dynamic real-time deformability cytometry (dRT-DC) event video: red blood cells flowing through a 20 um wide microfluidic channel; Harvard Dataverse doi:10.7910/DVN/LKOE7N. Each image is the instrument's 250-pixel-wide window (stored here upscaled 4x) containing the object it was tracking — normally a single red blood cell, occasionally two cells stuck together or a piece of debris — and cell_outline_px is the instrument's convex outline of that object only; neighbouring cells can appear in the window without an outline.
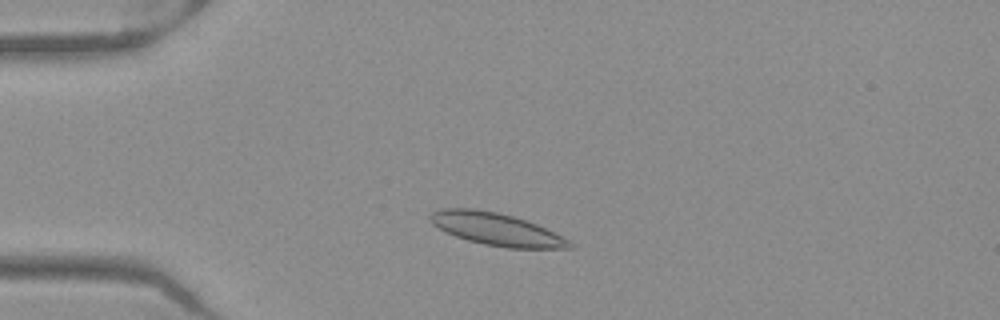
{"species": "Egyptian fruit bat (a non-hibernating species)", "species_latin": "Rousettus aegyptiacus", "temperature_condition": "warm", "stored_images_in_passage": 42, "camera_frame_rate_fps": 3000, "um_per_image_px": 0.085, "frame": {"image": 1, "passage_image": 3, "time_ms": 0.667, "image_size_px": [1000, 320], "cell_outline_px": [[576, 244], [572, 248], [508, 248], [484, 244], [468, 240], [456, 236], [432, 224], [428, 220], [428, 216], [432, 212], [440, 208], [472, 208], [496, 212], [512, 216], [536, 224]], "centroid_in_image_um": [42.15, 19.47], "position_along_channel_um": 42.8, "area_um2": 26.01}}
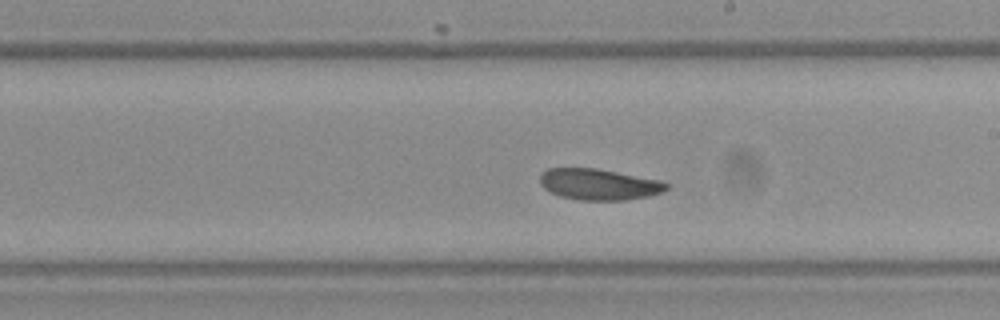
{"frame": {"image": 2, "passage_image": 20, "time_ms": 6.333, "image_size_px": [1000, 320], "cell_outline_px": [[668, 188], [660, 192], [648, 196], [624, 200], [580, 200], [560, 196], [544, 188], [540, 184], [540, 172], [548, 168], [596, 168], [660, 180], [668, 184]], "centroid_in_image_um": [50.87, 15.66], "position_along_channel_um": 238.1, "area_um2": 22.83}}
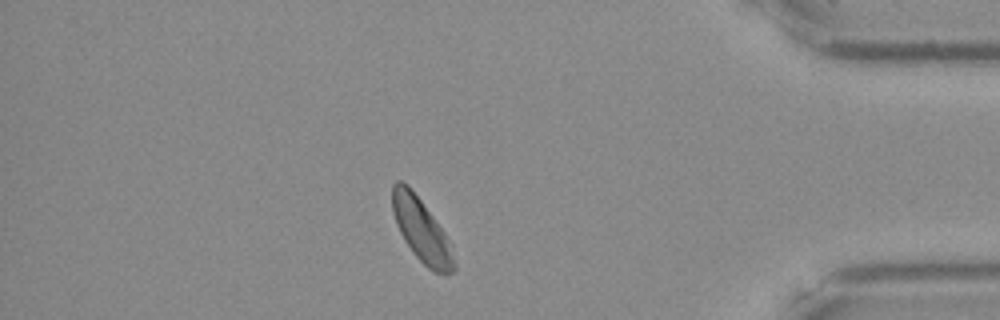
{"frame": {"image": 3, "passage_image": 35, "time_ms": 11.333, "image_size_px": [1000, 320], "cell_outline_px": [[456, 268], [452, 272], [444, 276], [432, 272], [416, 256], [404, 240], [396, 224], [392, 212], [392, 184], [396, 180], [400, 180], [408, 184], [444, 232], [452, 244], [456, 264]], "centroid_in_image_um": [35.84, 19.6], "position_along_channel_um": 399.4, "area_um2": 22.95}, "authors_computed_cell_mechanics": {"area_um2": 23.2356, "velocity_mm_per_s": 3.9318, "shape_relaxation_time_tau1_ms": 4.704, "shape_relaxation_time_tau2_ms": 5.8234, "deformation_change_tau1": 0.095, "deformation_change_tau2": 0.1061}}